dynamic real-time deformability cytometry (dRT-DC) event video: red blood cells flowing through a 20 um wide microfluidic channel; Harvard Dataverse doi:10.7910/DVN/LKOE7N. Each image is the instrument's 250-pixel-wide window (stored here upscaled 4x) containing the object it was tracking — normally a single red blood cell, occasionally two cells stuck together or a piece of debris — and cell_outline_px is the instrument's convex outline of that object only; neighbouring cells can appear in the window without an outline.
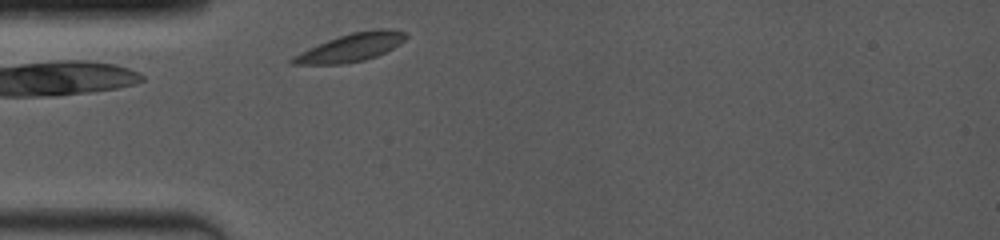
{"species": "common noctule bat (a hibernating species)", "species_latin": "Nyctalus noctula", "temperature_condition": "room temperature", "stored_images_in_passage": 3, "camera_frame_rate_fps": 4000, "um_per_image_px": 0.085, "animal": {"sex": "female", "body_mass_g": 19.0, "forearm_length_mm": 53.3}, "frame": {"image": 1, "passage_image": 1, "time_ms": 0.0, "image_size_px": [1000, 240], "cell_outline_px": [[408, 36], [400, 44], [376, 56], [364, 60], [344, 64], [288, 64], [288, 60], [300, 52], [308, 48], [328, 40], [352, 32], [372, 28], [388, 28], [408, 32]], "centroid_in_image_um": [29.86, 4.02], "position_along_channel_um": 55.1, "area_um2": 18.61}}